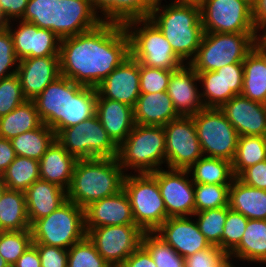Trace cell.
<instances>
[{
    "label": "cell",
    "instance_id": "obj_12",
    "mask_svg": "<svg viewBox=\"0 0 266 267\" xmlns=\"http://www.w3.org/2000/svg\"><path fill=\"white\" fill-rule=\"evenodd\" d=\"M203 156L233 161L239 134L225 114L205 108L192 116Z\"/></svg>",
    "mask_w": 266,
    "mask_h": 267
},
{
    "label": "cell",
    "instance_id": "obj_29",
    "mask_svg": "<svg viewBox=\"0 0 266 267\" xmlns=\"http://www.w3.org/2000/svg\"><path fill=\"white\" fill-rule=\"evenodd\" d=\"M228 205L247 219L266 220V190L246 185L237 177L229 186Z\"/></svg>",
    "mask_w": 266,
    "mask_h": 267
},
{
    "label": "cell",
    "instance_id": "obj_30",
    "mask_svg": "<svg viewBox=\"0 0 266 267\" xmlns=\"http://www.w3.org/2000/svg\"><path fill=\"white\" fill-rule=\"evenodd\" d=\"M234 261L266 266V220L248 219L239 245L228 255Z\"/></svg>",
    "mask_w": 266,
    "mask_h": 267
},
{
    "label": "cell",
    "instance_id": "obj_43",
    "mask_svg": "<svg viewBox=\"0 0 266 267\" xmlns=\"http://www.w3.org/2000/svg\"><path fill=\"white\" fill-rule=\"evenodd\" d=\"M248 219L229 208L222 233V250L229 255L240 243Z\"/></svg>",
    "mask_w": 266,
    "mask_h": 267
},
{
    "label": "cell",
    "instance_id": "obj_8",
    "mask_svg": "<svg viewBox=\"0 0 266 267\" xmlns=\"http://www.w3.org/2000/svg\"><path fill=\"white\" fill-rule=\"evenodd\" d=\"M259 39L260 33L204 32L198 51L188 64L196 73H201L243 63Z\"/></svg>",
    "mask_w": 266,
    "mask_h": 267
},
{
    "label": "cell",
    "instance_id": "obj_19",
    "mask_svg": "<svg viewBox=\"0 0 266 267\" xmlns=\"http://www.w3.org/2000/svg\"><path fill=\"white\" fill-rule=\"evenodd\" d=\"M199 86L198 75L189 64L172 71L167 94L179 116L192 117L205 109Z\"/></svg>",
    "mask_w": 266,
    "mask_h": 267
},
{
    "label": "cell",
    "instance_id": "obj_61",
    "mask_svg": "<svg viewBox=\"0 0 266 267\" xmlns=\"http://www.w3.org/2000/svg\"><path fill=\"white\" fill-rule=\"evenodd\" d=\"M249 1L252 5L254 4L255 0H247Z\"/></svg>",
    "mask_w": 266,
    "mask_h": 267
},
{
    "label": "cell",
    "instance_id": "obj_6",
    "mask_svg": "<svg viewBox=\"0 0 266 267\" xmlns=\"http://www.w3.org/2000/svg\"><path fill=\"white\" fill-rule=\"evenodd\" d=\"M125 175L117 157L79 159L73 170L67 199L85 209L91 203L123 190Z\"/></svg>",
    "mask_w": 266,
    "mask_h": 267
},
{
    "label": "cell",
    "instance_id": "obj_59",
    "mask_svg": "<svg viewBox=\"0 0 266 267\" xmlns=\"http://www.w3.org/2000/svg\"><path fill=\"white\" fill-rule=\"evenodd\" d=\"M0 267H10L9 264L5 261V259L0 254Z\"/></svg>",
    "mask_w": 266,
    "mask_h": 267
},
{
    "label": "cell",
    "instance_id": "obj_49",
    "mask_svg": "<svg viewBox=\"0 0 266 267\" xmlns=\"http://www.w3.org/2000/svg\"><path fill=\"white\" fill-rule=\"evenodd\" d=\"M39 253L41 267H67L68 250L45 244H33Z\"/></svg>",
    "mask_w": 266,
    "mask_h": 267
},
{
    "label": "cell",
    "instance_id": "obj_37",
    "mask_svg": "<svg viewBox=\"0 0 266 267\" xmlns=\"http://www.w3.org/2000/svg\"><path fill=\"white\" fill-rule=\"evenodd\" d=\"M141 245L149 252L157 267H185V258L156 232H144Z\"/></svg>",
    "mask_w": 266,
    "mask_h": 267
},
{
    "label": "cell",
    "instance_id": "obj_48",
    "mask_svg": "<svg viewBox=\"0 0 266 267\" xmlns=\"http://www.w3.org/2000/svg\"><path fill=\"white\" fill-rule=\"evenodd\" d=\"M227 258L228 255L222 249L211 245L186 257L185 267H219Z\"/></svg>",
    "mask_w": 266,
    "mask_h": 267
},
{
    "label": "cell",
    "instance_id": "obj_24",
    "mask_svg": "<svg viewBox=\"0 0 266 267\" xmlns=\"http://www.w3.org/2000/svg\"><path fill=\"white\" fill-rule=\"evenodd\" d=\"M96 115L112 141L119 147L134 128L133 107L110 99H97Z\"/></svg>",
    "mask_w": 266,
    "mask_h": 267
},
{
    "label": "cell",
    "instance_id": "obj_44",
    "mask_svg": "<svg viewBox=\"0 0 266 267\" xmlns=\"http://www.w3.org/2000/svg\"><path fill=\"white\" fill-rule=\"evenodd\" d=\"M26 100L16 74L0 80V117L7 115Z\"/></svg>",
    "mask_w": 266,
    "mask_h": 267
},
{
    "label": "cell",
    "instance_id": "obj_54",
    "mask_svg": "<svg viewBox=\"0 0 266 267\" xmlns=\"http://www.w3.org/2000/svg\"><path fill=\"white\" fill-rule=\"evenodd\" d=\"M40 257L37 248L32 244L18 258L12 267H41Z\"/></svg>",
    "mask_w": 266,
    "mask_h": 267
},
{
    "label": "cell",
    "instance_id": "obj_58",
    "mask_svg": "<svg viewBox=\"0 0 266 267\" xmlns=\"http://www.w3.org/2000/svg\"><path fill=\"white\" fill-rule=\"evenodd\" d=\"M7 186L4 184V182L0 179V200L4 195V192L7 190Z\"/></svg>",
    "mask_w": 266,
    "mask_h": 267
},
{
    "label": "cell",
    "instance_id": "obj_42",
    "mask_svg": "<svg viewBox=\"0 0 266 267\" xmlns=\"http://www.w3.org/2000/svg\"><path fill=\"white\" fill-rule=\"evenodd\" d=\"M197 75L205 108L220 109L224 105L223 77L218 75L216 71L201 72Z\"/></svg>",
    "mask_w": 266,
    "mask_h": 267
},
{
    "label": "cell",
    "instance_id": "obj_55",
    "mask_svg": "<svg viewBox=\"0 0 266 267\" xmlns=\"http://www.w3.org/2000/svg\"><path fill=\"white\" fill-rule=\"evenodd\" d=\"M252 6L254 24L261 32L266 28V0H255Z\"/></svg>",
    "mask_w": 266,
    "mask_h": 267
},
{
    "label": "cell",
    "instance_id": "obj_26",
    "mask_svg": "<svg viewBox=\"0 0 266 267\" xmlns=\"http://www.w3.org/2000/svg\"><path fill=\"white\" fill-rule=\"evenodd\" d=\"M133 109L135 124L144 126H164L180 117L167 91L140 94Z\"/></svg>",
    "mask_w": 266,
    "mask_h": 267
},
{
    "label": "cell",
    "instance_id": "obj_3",
    "mask_svg": "<svg viewBox=\"0 0 266 267\" xmlns=\"http://www.w3.org/2000/svg\"><path fill=\"white\" fill-rule=\"evenodd\" d=\"M97 90L60 75L33 101L43 124L55 134L96 115Z\"/></svg>",
    "mask_w": 266,
    "mask_h": 267
},
{
    "label": "cell",
    "instance_id": "obj_1",
    "mask_svg": "<svg viewBox=\"0 0 266 267\" xmlns=\"http://www.w3.org/2000/svg\"><path fill=\"white\" fill-rule=\"evenodd\" d=\"M130 56V39L114 10L96 28L60 40V75L96 88Z\"/></svg>",
    "mask_w": 266,
    "mask_h": 267
},
{
    "label": "cell",
    "instance_id": "obj_5",
    "mask_svg": "<svg viewBox=\"0 0 266 267\" xmlns=\"http://www.w3.org/2000/svg\"><path fill=\"white\" fill-rule=\"evenodd\" d=\"M130 39V55L140 64L174 71L185 63L169 41L131 0H118L115 9Z\"/></svg>",
    "mask_w": 266,
    "mask_h": 267
},
{
    "label": "cell",
    "instance_id": "obj_18",
    "mask_svg": "<svg viewBox=\"0 0 266 267\" xmlns=\"http://www.w3.org/2000/svg\"><path fill=\"white\" fill-rule=\"evenodd\" d=\"M97 99H110L135 107L140 93L139 62L131 55L97 87Z\"/></svg>",
    "mask_w": 266,
    "mask_h": 267
},
{
    "label": "cell",
    "instance_id": "obj_40",
    "mask_svg": "<svg viewBox=\"0 0 266 267\" xmlns=\"http://www.w3.org/2000/svg\"><path fill=\"white\" fill-rule=\"evenodd\" d=\"M32 245L31 229L0 231V254L12 267L18 258Z\"/></svg>",
    "mask_w": 266,
    "mask_h": 267
},
{
    "label": "cell",
    "instance_id": "obj_17",
    "mask_svg": "<svg viewBox=\"0 0 266 267\" xmlns=\"http://www.w3.org/2000/svg\"><path fill=\"white\" fill-rule=\"evenodd\" d=\"M15 22H8L4 24V27L12 37L18 60L59 56L61 39L53 31L39 28L31 22L23 20H16Z\"/></svg>",
    "mask_w": 266,
    "mask_h": 267
},
{
    "label": "cell",
    "instance_id": "obj_27",
    "mask_svg": "<svg viewBox=\"0 0 266 267\" xmlns=\"http://www.w3.org/2000/svg\"><path fill=\"white\" fill-rule=\"evenodd\" d=\"M244 76L241 95L266 104V46L258 40L243 61Z\"/></svg>",
    "mask_w": 266,
    "mask_h": 267
},
{
    "label": "cell",
    "instance_id": "obj_52",
    "mask_svg": "<svg viewBox=\"0 0 266 267\" xmlns=\"http://www.w3.org/2000/svg\"><path fill=\"white\" fill-rule=\"evenodd\" d=\"M120 267H157L149 252L140 245Z\"/></svg>",
    "mask_w": 266,
    "mask_h": 267
},
{
    "label": "cell",
    "instance_id": "obj_22",
    "mask_svg": "<svg viewBox=\"0 0 266 267\" xmlns=\"http://www.w3.org/2000/svg\"><path fill=\"white\" fill-rule=\"evenodd\" d=\"M16 75L27 100H34L51 82L60 76L59 56L24 58L19 60Z\"/></svg>",
    "mask_w": 266,
    "mask_h": 267
},
{
    "label": "cell",
    "instance_id": "obj_13",
    "mask_svg": "<svg viewBox=\"0 0 266 267\" xmlns=\"http://www.w3.org/2000/svg\"><path fill=\"white\" fill-rule=\"evenodd\" d=\"M199 6L204 32L260 33L247 0H201Z\"/></svg>",
    "mask_w": 266,
    "mask_h": 267
},
{
    "label": "cell",
    "instance_id": "obj_32",
    "mask_svg": "<svg viewBox=\"0 0 266 267\" xmlns=\"http://www.w3.org/2000/svg\"><path fill=\"white\" fill-rule=\"evenodd\" d=\"M41 124L34 101L26 100L7 115L0 117V137L11 140Z\"/></svg>",
    "mask_w": 266,
    "mask_h": 267
},
{
    "label": "cell",
    "instance_id": "obj_53",
    "mask_svg": "<svg viewBox=\"0 0 266 267\" xmlns=\"http://www.w3.org/2000/svg\"><path fill=\"white\" fill-rule=\"evenodd\" d=\"M16 157L11 140L0 137V177Z\"/></svg>",
    "mask_w": 266,
    "mask_h": 267
},
{
    "label": "cell",
    "instance_id": "obj_50",
    "mask_svg": "<svg viewBox=\"0 0 266 267\" xmlns=\"http://www.w3.org/2000/svg\"><path fill=\"white\" fill-rule=\"evenodd\" d=\"M237 178L246 185L266 190V160L246 168Z\"/></svg>",
    "mask_w": 266,
    "mask_h": 267
},
{
    "label": "cell",
    "instance_id": "obj_4",
    "mask_svg": "<svg viewBox=\"0 0 266 267\" xmlns=\"http://www.w3.org/2000/svg\"><path fill=\"white\" fill-rule=\"evenodd\" d=\"M131 1L156 24L175 54L188 64L196 55L204 34L200 6L168 1H165V5L162 0Z\"/></svg>",
    "mask_w": 266,
    "mask_h": 267
},
{
    "label": "cell",
    "instance_id": "obj_56",
    "mask_svg": "<svg viewBox=\"0 0 266 267\" xmlns=\"http://www.w3.org/2000/svg\"><path fill=\"white\" fill-rule=\"evenodd\" d=\"M236 263H238V262L235 261V263H234L233 259L228 257L219 267H239V266H237L238 264H236ZM235 264H236V266H235Z\"/></svg>",
    "mask_w": 266,
    "mask_h": 267
},
{
    "label": "cell",
    "instance_id": "obj_16",
    "mask_svg": "<svg viewBox=\"0 0 266 267\" xmlns=\"http://www.w3.org/2000/svg\"><path fill=\"white\" fill-rule=\"evenodd\" d=\"M151 174L158 181L167 217L193 216L194 182L188 170L162 168Z\"/></svg>",
    "mask_w": 266,
    "mask_h": 267
},
{
    "label": "cell",
    "instance_id": "obj_2",
    "mask_svg": "<svg viewBox=\"0 0 266 267\" xmlns=\"http://www.w3.org/2000/svg\"><path fill=\"white\" fill-rule=\"evenodd\" d=\"M117 1L29 0L21 20L51 30L63 39L96 28L114 11Z\"/></svg>",
    "mask_w": 266,
    "mask_h": 267
},
{
    "label": "cell",
    "instance_id": "obj_60",
    "mask_svg": "<svg viewBox=\"0 0 266 267\" xmlns=\"http://www.w3.org/2000/svg\"><path fill=\"white\" fill-rule=\"evenodd\" d=\"M259 40L266 46V34H260Z\"/></svg>",
    "mask_w": 266,
    "mask_h": 267
},
{
    "label": "cell",
    "instance_id": "obj_33",
    "mask_svg": "<svg viewBox=\"0 0 266 267\" xmlns=\"http://www.w3.org/2000/svg\"><path fill=\"white\" fill-rule=\"evenodd\" d=\"M188 172L192 181L199 184H231L235 178L230 161L207 156L197 160Z\"/></svg>",
    "mask_w": 266,
    "mask_h": 267
},
{
    "label": "cell",
    "instance_id": "obj_14",
    "mask_svg": "<svg viewBox=\"0 0 266 267\" xmlns=\"http://www.w3.org/2000/svg\"><path fill=\"white\" fill-rule=\"evenodd\" d=\"M163 127L166 168L188 170L203 156L193 118L180 116Z\"/></svg>",
    "mask_w": 266,
    "mask_h": 267
},
{
    "label": "cell",
    "instance_id": "obj_47",
    "mask_svg": "<svg viewBox=\"0 0 266 267\" xmlns=\"http://www.w3.org/2000/svg\"><path fill=\"white\" fill-rule=\"evenodd\" d=\"M223 77L224 104L236 95H241L243 87V63H232L216 70Z\"/></svg>",
    "mask_w": 266,
    "mask_h": 267
},
{
    "label": "cell",
    "instance_id": "obj_7",
    "mask_svg": "<svg viewBox=\"0 0 266 267\" xmlns=\"http://www.w3.org/2000/svg\"><path fill=\"white\" fill-rule=\"evenodd\" d=\"M117 159L126 174L130 170L133 173H152L166 168L164 127L136 124L118 147Z\"/></svg>",
    "mask_w": 266,
    "mask_h": 267
},
{
    "label": "cell",
    "instance_id": "obj_11",
    "mask_svg": "<svg viewBox=\"0 0 266 267\" xmlns=\"http://www.w3.org/2000/svg\"><path fill=\"white\" fill-rule=\"evenodd\" d=\"M55 140L77 160L116 158L118 155V146L109 137L97 115L58 131Z\"/></svg>",
    "mask_w": 266,
    "mask_h": 267
},
{
    "label": "cell",
    "instance_id": "obj_34",
    "mask_svg": "<svg viewBox=\"0 0 266 267\" xmlns=\"http://www.w3.org/2000/svg\"><path fill=\"white\" fill-rule=\"evenodd\" d=\"M55 141V132L41 124L38 128L22 133L11 139L16 156L40 160Z\"/></svg>",
    "mask_w": 266,
    "mask_h": 267
},
{
    "label": "cell",
    "instance_id": "obj_39",
    "mask_svg": "<svg viewBox=\"0 0 266 267\" xmlns=\"http://www.w3.org/2000/svg\"><path fill=\"white\" fill-rule=\"evenodd\" d=\"M230 185L194 183L195 213L228 206Z\"/></svg>",
    "mask_w": 266,
    "mask_h": 267
},
{
    "label": "cell",
    "instance_id": "obj_21",
    "mask_svg": "<svg viewBox=\"0 0 266 267\" xmlns=\"http://www.w3.org/2000/svg\"><path fill=\"white\" fill-rule=\"evenodd\" d=\"M220 110L239 136L266 137V104L236 95L227 101Z\"/></svg>",
    "mask_w": 266,
    "mask_h": 267
},
{
    "label": "cell",
    "instance_id": "obj_51",
    "mask_svg": "<svg viewBox=\"0 0 266 267\" xmlns=\"http://www.w3.org/2000/svg\"><path fill=\"white\" fill-rule=\"evenodd\" d=\"M29 0H0V20L3 24L21 20Z\"/></svg>",
    "mask_w": 266,
    "mask_h": 267
},
{
    "label": "cell",
    "instance_id": "obj_31",
    "mask_svg": "<svg viewBox=\"0 0 266 267\" xmlns=\"http://www.w3.org/2000/svg\"><path fill=\"white\" fill-rule=\"evenodd\" d=\"M30 228L25 192L7 189L0 200V231Z\"/></svg>",
    "mask_w": 266,
    "mask_h": 267
},
{
    "label": "cell",
    "instance_id": "obj_23",
    "mask_svg": "<svg viewBox=\"0 0 266 267\" xmlns=\"http://www.w3.org/2000/svg\"><path fill=\"white\" fill-rule=\"evenodd\" d=\"M84 212L86 230L103 226L135 224L130 200L124 190L91 203Z\"/></svg>",
    "mask_w": 266,
    "mask_h": 267
},
{
    "label": "cell",
    "instance_id": "obj_15",
    "mask_svg": "<svg viewBox=\"0 0 266 267\" xmlns=\"http://www.w3.org/2000/svg\"><path fill=\"white\" fill-rule=\"evenodd\" d=\"M98 253L112 266L120 267L141 245L144 232L136 224L112 225L86 230Z\"/></svg>",
    "mask_w": 266,
    "mask_h": 267
},
{
    "label": "cell",
    "instance_id": "obj_38",
    "mask_svg": "<svg viewBox=\"0 0 266 267\" xmlns=\"http://www.w3.org/2000/svg\"><path fill=\"white\" fill-rule=\"evenodd\" d=\"M228 213V206L196 212L193 217L200 232L212 246L222 249V233Z\"/></svg>",
    "mask_w": 266,
    "mask_h": 267
},
{
    "label": "cell",
    "instance_id": "obj_46",
    "mask_svg": "<svg viewBox=\"0 0 266 267\" xmlns=\"http://www.w3.org/2000/svg\"><path fill=\"white\" fill-rule=\"evenodd\" d=\"M18 62L12 37L3 26L0 29V80L15 75Z\"/></svg>",
    "mask_w": 266,
    "mask_h": 267
},
{
    "label": "cell",
    "instance_id": "obj_35",
    "mask_svg": "<svg viewBox=\"0 0 266 267\" xmlns=\"http://www.w3.org/2000/svg\"><path fill=\"white\" fill-rule=\"evenodd\" d=\"M0 179L8 189L25 192L33 182L40 179L39 161L16 156Z\"/></svg>",
    "mask_w": 266,
    "mask_h": 267
},
{
    "label": "cell",
    "instance_id": "obj_20",
    "mask_svg": "<svg viewBox=\"0 0 266 267\" xmlns=\"http://www.w3.org/2000/svg\"><path fill=\"white\" fill-rule=\"evenodd\" d=\"M155 232L184 258L211 246L193 216L169 217Z\"/></svg>",
    "mask_w": 266,
    "mask_h": 267
},
{
    "label": "cell",
    "instance_id": "obj_45",
    "mask_svg": "<svg viewBox=\"0 0 266 267\" xmlns=\"http://www.w3.org/2000/svg\"><path fill=\"white\" fill-rule=\"evenodd\" d=\"M140 93H157L167 91L172 71L153 68L139 63Z\"/></svg>",
    "mask_w": 266,
    "mask_h": 267
},
{
    "label": "cell",
    "instance_id": "obj_10",
    "mask_svg": "<svg viewBox=\"0 0 266 267\" xmlns=\"http://www.w3.org/2000/svg\"><path fill=\"white\" fill-rule=\"evenodd\" d=\"M123 190L130 200L135 224L143 232H155L168 218L158 181L151 173L125 175Z\"/></svg>",
    "mask_w": 266,
    "mask_h": 267
},
{
    "label": "cell",
    "instance_id": "obj_28",
    "mask_svg": "<svg viewBox=\"0 0 266 267\" xmlns=\"http://www.w3.org/2000/svg\"><path fill=\"white\" fill-rule=\"evenodd\" d=\"M76 161L77 159L55 140L39 160L40 179L67 191Z\"/></svg>",
    "mask_w": 266,
    "mask_h": 267
},
{
    "label": "cell",
    "instance_id": "obj_9",
    "mask_svg": "<svg viewBox=\"0 0 266 267\" xmlns=\"http://www.w3.org/2000/svg\"><path fill=\"white\" fill-rule=\"evenodd\" d=\"M32 244L69 249L87 235L85 212L80 206L67 200L48 216L31 225Z\"/></svg>",
    "mask_w": 266,
    "mask_h": 267
},
{
    "label": "cell",
    "instance_id": "obj_36",
    "mask_svg": "<svg viewBox=\"0 0 266 267\" xmlns=\"http://www.w3.org/2000/svg\"><path fill=\"white\" fill-rule=\"evenodd\" d=\"M266 160V137L239 136L236 153L232 163L234 177L246 168Z\"/></svg>",
    "mask_w": 266,
    "mask_h": 267
},
{
    "label": "cell",
    "instance_id": "obj_62",
    "mask_svg": "<svg viewBox=\"0 0 266 267\" xmlns=\"http://www.w3.org/2000/svg\"><path fill=\"white\" fill-rule=\"evenodd\" d=\"M260 34H266V28Z\"/></svg>",
    "mask_w": 266,
    "mask_h": 267
},
{
    "label": "cell",
    "instance_id": "obj_63",
    "mask_svg": "<svg viewBox=\"0 0 266 267\" xmlns=\"http://www.w3.org/2000/svg\"><path fill=\"white\" fill-rule=\"evenodd\" d=\"M4 26V24L2 23V21L0 20V29Z\"/></svg>",
    "mask_w": 266,
    "mask_h": 267
},
{
    "label": "cell",
    "instance_id": "obj_57",
    "mask_svg": "<svg viewBox=\"0 0 266 267\" xmlns=\"http://www.w3.org/2000/svg\"><path fill=\"white\" fill-rule=\"evenodd\" d=\"M164 1H166V0H164ZM169 2L170 3H194V4L199 5L201 0H169Z\"/></svg>",
    "mask_w": 266,
    "mask_h": 267
},
{
    "label": "cell",
    "instance_id": "obj_25",
    "mask_svg": "<svg viewBox=\"0 0 266 267\" xmlns=\"http://www.w3.org/2000/svg\"><path fill=\"white\" fill-rule=\"evenodd\" d=\"M25 199L30 225L48 216L68 200L65 189L41 179L33 182L25 191Z\"/></svg>",
    "mask_w": 266,
    "mask_h": 267
},
{
    "label": "cell",
    "instance_id": "obj_41",
    "mask_svg": "<svg viewBox=\"0 0 266 267\" xmlns=\"http://www.w3.org/2000/svg\"><path fill=\"white\" fill-rule=\"evenodd\" d=\"M67 267H112L86 236L68 249Z\"/></svg>",
    "mask_w": 266,
    "mask_h": 267
}]
</instances>
